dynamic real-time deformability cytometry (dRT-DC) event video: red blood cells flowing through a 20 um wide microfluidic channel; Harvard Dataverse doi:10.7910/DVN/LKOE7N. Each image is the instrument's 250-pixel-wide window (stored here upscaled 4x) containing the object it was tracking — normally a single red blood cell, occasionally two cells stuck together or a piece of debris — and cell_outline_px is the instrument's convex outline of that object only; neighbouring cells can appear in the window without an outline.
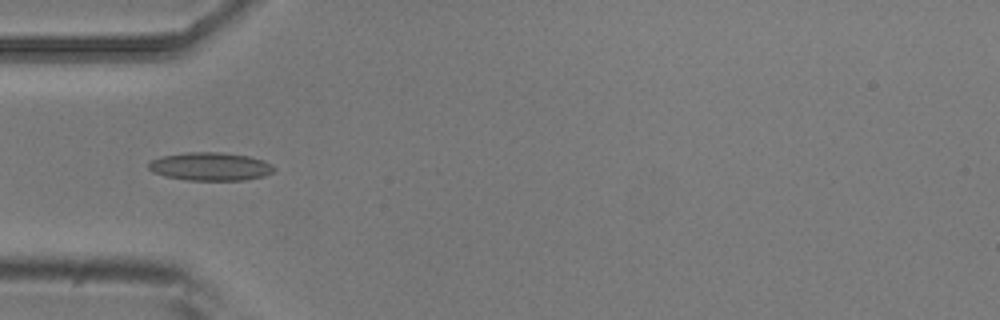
{"species": "common noctule bat (a hibernating species)", "species_latin": "Nyctalus noctula", "temperature_condition": "room temperature", "stored_images_in_passage": 5, "camera_frame_rate_fps": 3000, "um_per_image_px": 0.085, "animal": {"sex": "male", "body_mass_g": 20.5, "forearm_length_mm": 52.5}, "frame": {"image": 1, "passage_image": 2, "time_ms": 0.333, "image_size_px": [1000, 320], "cell_outline_px": [[276, 168], [272, 172], [264, 176], [244, 180], [188, 180], [164, 176], [152, 172], [148, 168], [148, 164], [152, 160], [164, 156], [188, 152], [220, 152], [248, 156], [264, 160], [272, 164]], "centroid_in_image_um": [17.9, 14.15], "position_along_channel_um": 67.1, "area_um2": 20.58}}
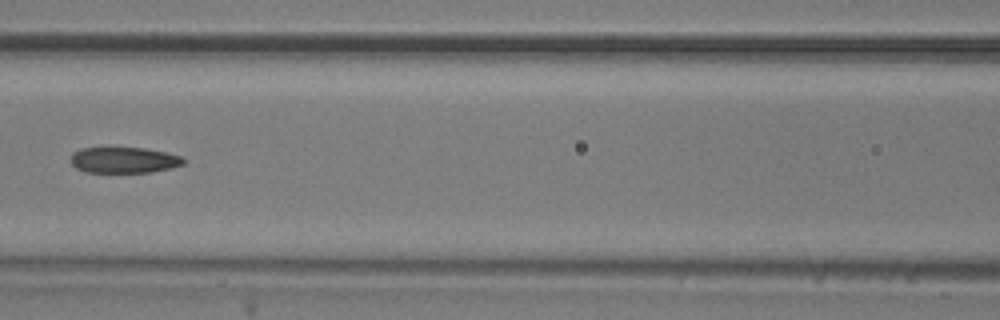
{"frame": {"image": 2, "passage_image": 4, "time_ms": 1.0, "image_size_px": [1000, 320], "cell_outline_px": [[184, 164], [152, 172], [84, 172], [76, 168], [72, 164], [72, 152], [80, 148], [144, 148], [164, 152], [180, 156], [184, 160]], "centroid_in_image_um": [10.5, 13.61], "position_along_channel_um": 156.1, "area_um2": 16.82}}
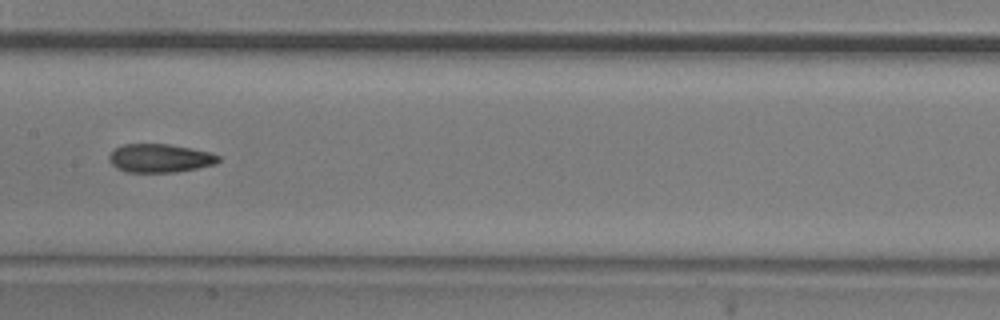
{"frame": {"image": 3, "passage_image": 5, "time_ms": 1.333, "image_size_px": [1000, 320], "cell_outline_px": [[220, 160], [216, 164], [176, 172], [128, 172], [116, 168], [108, 160], [108, 156], [116, 148], [124, 144], [168, 144], [192, 148], [212, 152], [220, 156]], "centroid_in_image_um": [13.61, 13.44], "position_along_channel_um": 193.8, "area_um2": 18.21}}